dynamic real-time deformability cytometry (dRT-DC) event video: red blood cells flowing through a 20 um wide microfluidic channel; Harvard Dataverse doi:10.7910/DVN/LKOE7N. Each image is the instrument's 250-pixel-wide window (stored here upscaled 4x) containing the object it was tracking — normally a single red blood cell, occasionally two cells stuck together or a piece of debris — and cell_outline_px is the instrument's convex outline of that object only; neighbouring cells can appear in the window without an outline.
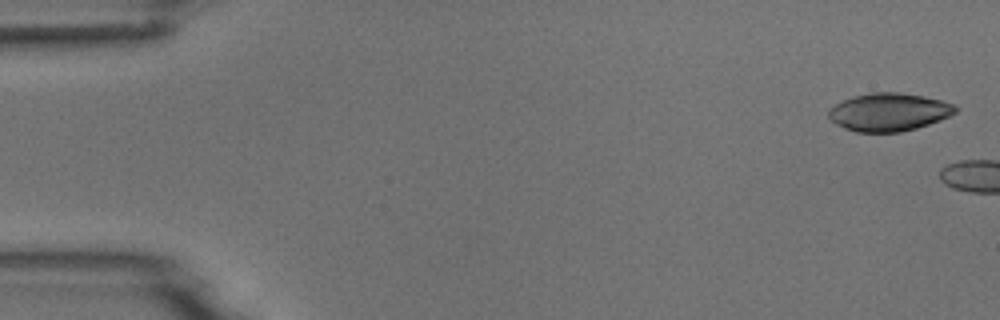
{"species": "common noctule bat (a hibernating species)", "species_latin": "Nyctalus noctula", "temperature_condition": "room temperature", "stored_images_in_passage": 6, "camera_frame_rate_fps": 3000, "um_per_image_px": 0.085, "animal": {"sex": "male", "body_mass_g": 18.8}, "frame": {"image": 1, "passage_image": 1, "time_ms": 0.0, "image_size_px": [1000, 320], "cell_outline_px": [[960, 108], [956, 112], [940, 120], [916, 128], [900, 132], [856, 132], [844, 128], [836, 124], [828, 116], [828, 108], [844, 100], [856, 96], [872, 92], [900, 92], [924, 96], [956, 104]], "centroid_in_image_um": [75.58, 9.52], "position_along_channel_um": 9.4, "area_um2": 28.09}}
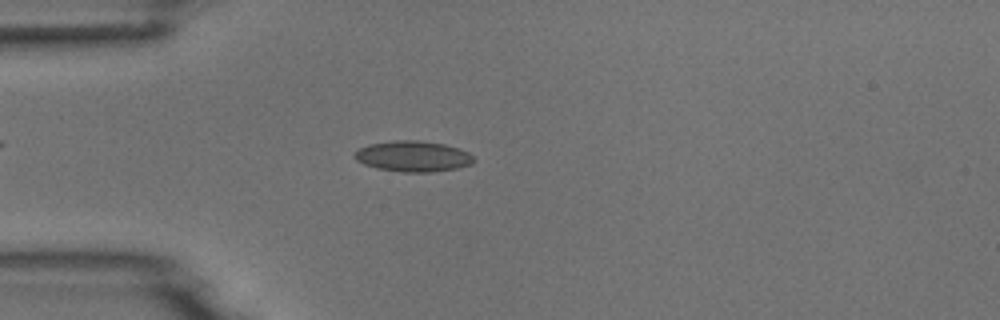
{"frame": {"image": 2, "passage_image": 5, "time_ms": 5.667, "image_size_px": [1000, 320], "cell_outline_px": [[476, 160], [472, 164], [456, 168], [432, 172], [400, 172], [376, 168], [364, 164], [356, 160], [352, 156], [352, 152], [368, 144], [396, 140], [416, 140], [444, 144], [460, 148], [468, 152]], "centroid_in_image_um": [35.08, 13.28], "position_along_channel_um": 49.9, "area_um2": 21.56}}